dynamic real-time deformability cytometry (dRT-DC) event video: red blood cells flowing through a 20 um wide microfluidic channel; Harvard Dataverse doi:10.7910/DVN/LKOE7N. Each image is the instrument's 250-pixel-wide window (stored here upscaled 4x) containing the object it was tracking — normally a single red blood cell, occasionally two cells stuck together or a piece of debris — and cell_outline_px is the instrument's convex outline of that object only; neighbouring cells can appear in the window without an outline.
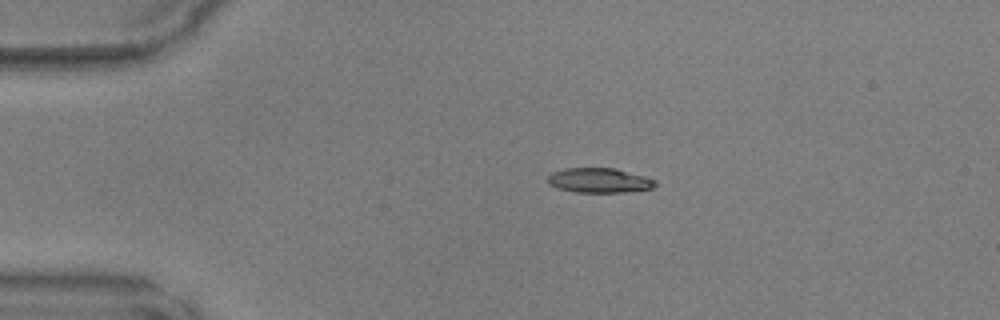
{"species": "common noctule bat (a hibernating species)", "species_latin": "Nyctalus noctula", "temperature_condition": "warm", "stored_images_in_passage": 39, "camera_frame_rate_fps": 3000, "um_per_image_px": 0.085, "animal": {"sex": "male", "body_mass_g": 17.9, "forearm_length_mm": 54.2}, "frame": {"image": 1, "passage_image": 1, "time_ms": 0.0, "image_size_px": [1000, 320], "cell_outline_px": [[656, 184], [652, 188], [624, 192], [576, 192], [556, 188], [548, 184], [548, 176], [552, 172], [564, 168], [616, 168], [644, 176], [656, 180]], "centroid_in_image_um": [50.91, 15.33], "position_along_channel_um": 34.1, "area_um2": 15.49}}
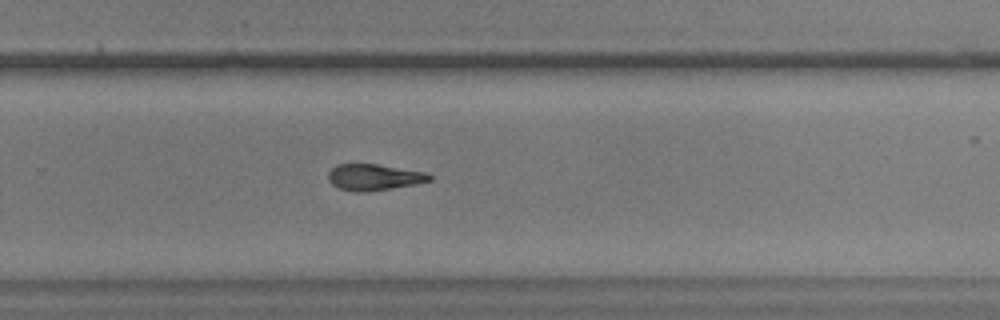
{"frame": {"image": 2, "passage_image": 23, "time_ms": 7.333, "image_size_px": [1000, 320], "cell_outline_px": [[432, 180], [416, 184], [368, 192], [352, 192], [340, 188], [332, 184], [328, 180], [328, 172], [336, 164], [376, 164], [424, 172], [432, 176]], "centroid_in_image_um": [31.76, 15.07], "position_along_channel_um": 298.0, "area_um2": 15.49}}
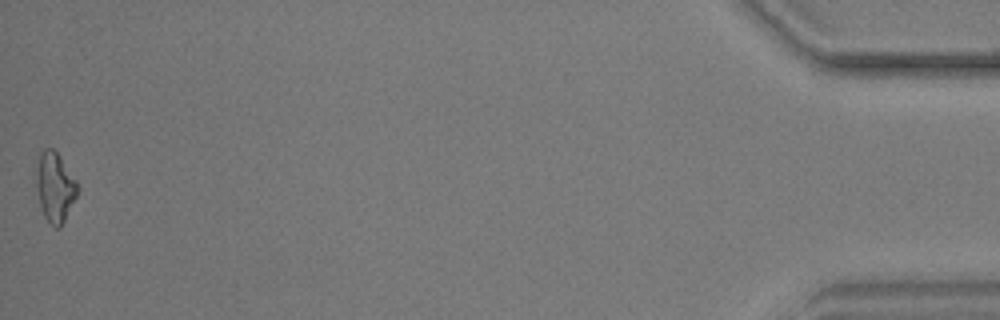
{"frame": {"image": 3, "passage_image": 39, "time_ms": 12.667, "image_size_px": [1000, 320], "cell_outline_px": [[80, 188], [60, 228], [56, 228], [44, 216], [40, 208], [36, 188], [36, 172], [40, 152], [44, 148], [52, 148], [56, 152], [76, 180]], "centroid_in_image_um": [4.66, 15.9], "position_along_channel_um": 430.5, "area_um2": 16.53}}